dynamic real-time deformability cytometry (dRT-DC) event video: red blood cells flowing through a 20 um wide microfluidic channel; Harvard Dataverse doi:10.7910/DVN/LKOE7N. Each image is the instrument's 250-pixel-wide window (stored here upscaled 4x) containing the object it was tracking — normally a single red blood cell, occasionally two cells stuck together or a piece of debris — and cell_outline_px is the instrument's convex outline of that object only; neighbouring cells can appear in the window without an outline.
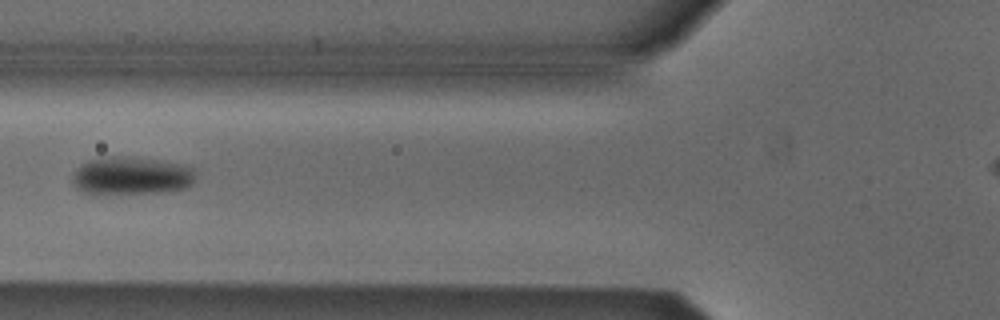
{"species": "Egyptian fruit bat (a non-hibernating species)", "species_latin": "Rousettus aegyptiacus", "temperature_condition": "cold", "stored_images_in_passage": 5, "camera_frame_rate_fps": 3000, "um_per_image_px": 0.085, "animal": {"sex": "male"}, "frame": {"image": 1, "passage_image": 5, "time_ms": 1.333, "image_size_px": [1000, 320], "cell_outline_px": [[196, 172], [192, 184], [188, 188], [172, 192], [96, 196], [92, 196], [80, 192], [76, 188], [72, 180], [72, 176], [80, 164], [88, 160], [100, 156], [124, 156], [156, 160], [180, 164], [192, 168]], "centroid_in_image_um": [11.11, 14.99], "position_along_channel_um": 114.7, "area_um2": 28.44}}